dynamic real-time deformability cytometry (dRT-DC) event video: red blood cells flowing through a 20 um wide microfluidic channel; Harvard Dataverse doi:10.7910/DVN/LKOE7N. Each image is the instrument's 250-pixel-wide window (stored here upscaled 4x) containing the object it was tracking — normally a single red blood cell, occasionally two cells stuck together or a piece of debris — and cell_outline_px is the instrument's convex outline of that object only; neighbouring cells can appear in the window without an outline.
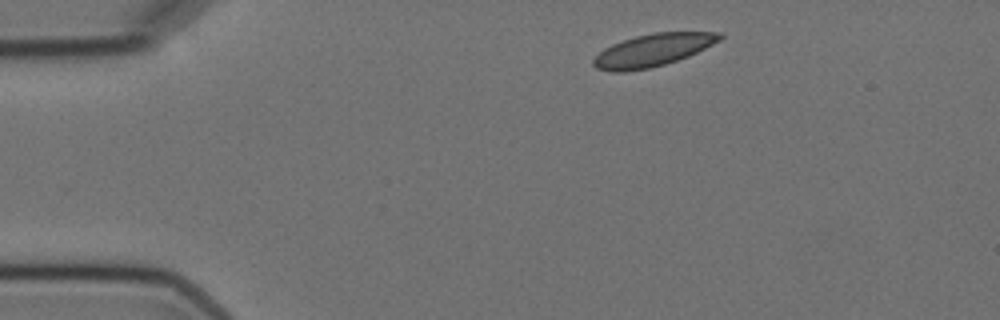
{"species": "Egyptian fruit bat (a non-hibernating species)", "species_latin": "Rousettus aegyptiacus", "temperature_condition": "cold", "stored_images_in_passage": 3, "camera_frame_rate_fps": 3000, "um_per_image_px": 0.085, "animal": {"sex": "female"}, "frame": {"image": 1, "passage_image": 1, "time_ms": 0.0, "image_size_px": [1000, 320], "cell_outline_px": [[724, 36], [720, 40], [688, 56], [664, 64], [648, 68], [624, 72], [612, 72], [596, 68], [592, 64], [592, 60], [604, 48], [612, 44], [636, 36], [652, 32], [724, 32]], "centroid_in_image_um": [55.48, 4.26], "position_along_channel_um": 29.5, "area_um2": 23.76}}